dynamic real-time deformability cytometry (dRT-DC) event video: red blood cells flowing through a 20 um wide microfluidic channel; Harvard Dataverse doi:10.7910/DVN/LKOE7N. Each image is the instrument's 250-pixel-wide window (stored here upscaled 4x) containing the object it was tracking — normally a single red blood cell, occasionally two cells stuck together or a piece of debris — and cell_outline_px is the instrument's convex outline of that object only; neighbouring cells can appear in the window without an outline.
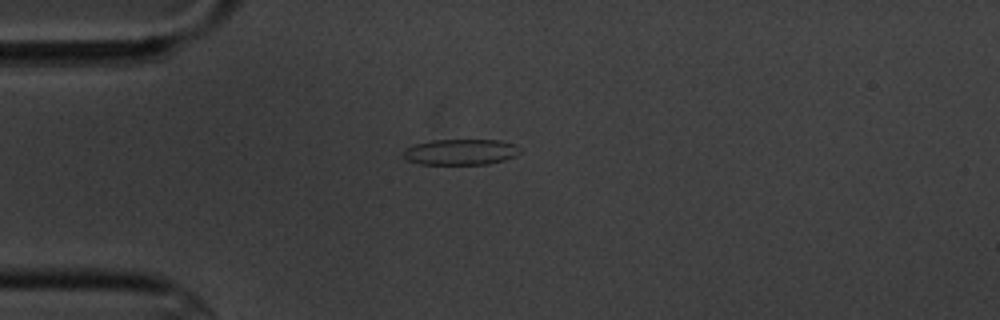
{"species": "common noctule bat (a hibernating species)", "species_latin": "Nyctalus noctula", "temperature_condition": "cold", "stored_images_in_passage": 6, "camera_frame_rate_fps": 3000, "um_per_image_px": 0.085, "animal": {"sex": "male", "body_mass_g": 20.1, "forearm_length_mm": 53.5}, "frame": {"image": 1, "passage_image": 2, "time_ms": 2.333, "image_size_px": [1000, 320], "cell_outline_px": [[520, 152], [516, 156], [504, 160], [488, 164], [420, 164], [408, 160], [404, 156], [404, 148], [416, 144], [432, 140], [500, 140], [516, 144], [520, 148]], "centroid_in_image_um": [39.19, 12.91], "position_along_channel_um": 45.8, "area_um2": 17.57}}
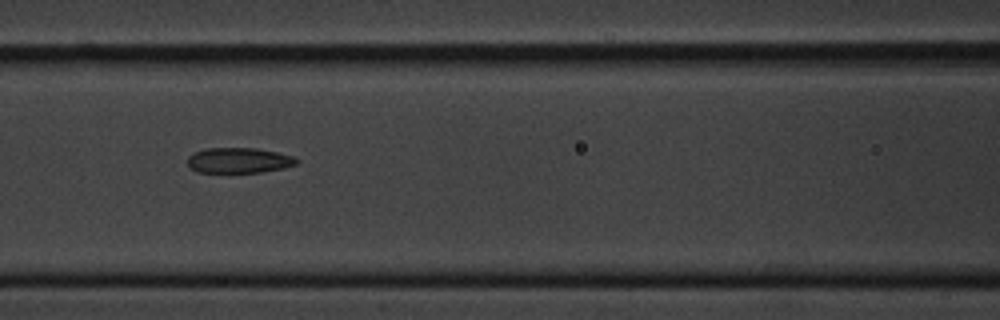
{"frame": {"image": 2, "passage_image": 5, "time_ms": 5.667, "image_size_px": [1000, 320], "cell_outline_px": [[300, 160], [296, 164], [284, 168], [260, 172], [196, 172], [188, 164], [188, 156], [204, 148], [256, 148], [276, 152], [292, 156]], "centroid_in_image_um": [20.31, 13.63], "position_along_channel_um": 146.3, "area_um2": 16.01}}
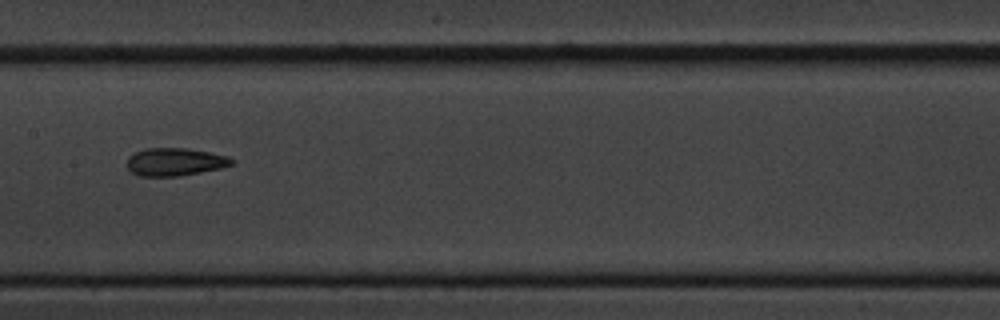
{"frame": {"image": 3, "passage_image": 6, "time_ms": 7.0, "image_size_px": [1000, 320], "cell_outline_px": [[236, 160], [232, 164], [220, 168], [180, 176], [140, 176], [132, 172], [128, 168], [128, 156], [144, 148], [188, 148], [228, 156]], "centroid_in_image_um": [14.88, 13.75], "position_along_channel_um": 192.5, "area_um2": 16.94}}